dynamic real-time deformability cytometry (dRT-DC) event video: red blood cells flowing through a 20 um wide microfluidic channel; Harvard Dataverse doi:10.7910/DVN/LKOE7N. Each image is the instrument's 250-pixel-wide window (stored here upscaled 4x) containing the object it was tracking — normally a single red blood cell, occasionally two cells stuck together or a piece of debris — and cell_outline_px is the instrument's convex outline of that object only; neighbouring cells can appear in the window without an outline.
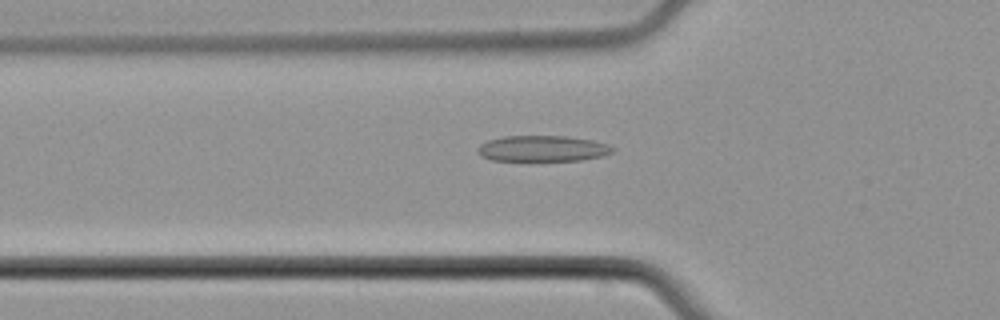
{"species": "common noctule bat (a hibernating species)", "species_latin": "Nyctalus noctula", "temperature_condition": "cold", "stored_images_in_passage": 40, "camera_frame_rate_fps": 3000, "um_per_image_px": 0.085, "animal": {"sex": "male", "body_mass_g": 21.5, "forearm_length_mm": 52.0}, "frame": {"image": 1, "passage_image": 9, "time_ms": 2.667, "image_size_px": [1000, 320], "cell_outline_px": [[616, 148], [612, 152], [604, 156], [580, 160], [492, 160], [480, 156], [476, 152], [476, 148], [480, 144], [488, 140], [504, 136], [568, 136], [592, 140], [608, 144]], "centroid_in_image_um": [46.11, 12.62], "position_along_channel_um": 79.7, "area_um2": 20.46}}
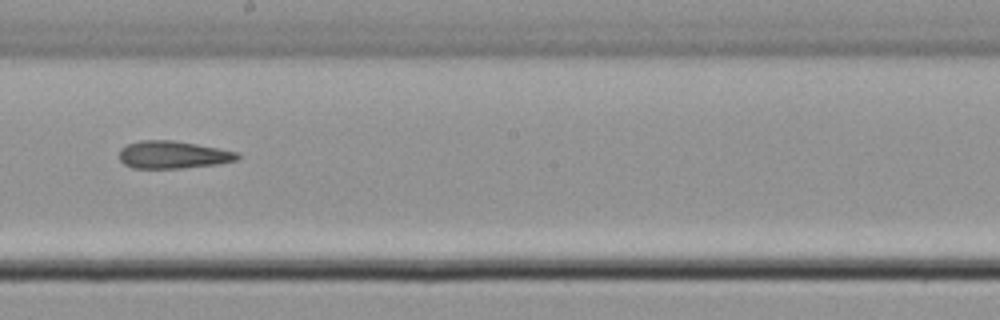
{"frame": {"image": 2, "passage_image": 20, "time_ms": 6.333, "image_size_px": [1000, 320], "cell_outline_px": [[240, 156], [236, 160], [216, 164], [184, 168], [132, 168], [124, 164], [120, 160], [120, 148], [128, 144], [140, 140], [172, 140], [196, 144], [240, 152]], "centroid_in_image_um": [14.7, 13.15], "position_along_channel_um": 233.5, "area_um2": 18.96}}
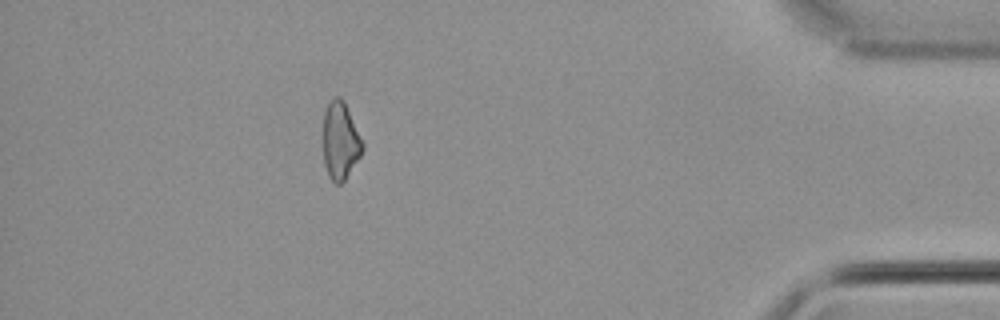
{"frame": {"image": 3, "passage_image": 36, "time_ms": 11.667, "image_size_px": [1000, 320], "cell_outline_px": [[364, 148], [360, 156], [344, 180], [340, 184], [336, 184], [328, 176], [324, 164], [324, 112], [328, 104], [336, 96], [340, 96], [344, 100], [364, 144]], "centroid_in_image_um": [28.93, 11.97], "position_along_channel_um": 406.3, "area_um2": 17.57}}